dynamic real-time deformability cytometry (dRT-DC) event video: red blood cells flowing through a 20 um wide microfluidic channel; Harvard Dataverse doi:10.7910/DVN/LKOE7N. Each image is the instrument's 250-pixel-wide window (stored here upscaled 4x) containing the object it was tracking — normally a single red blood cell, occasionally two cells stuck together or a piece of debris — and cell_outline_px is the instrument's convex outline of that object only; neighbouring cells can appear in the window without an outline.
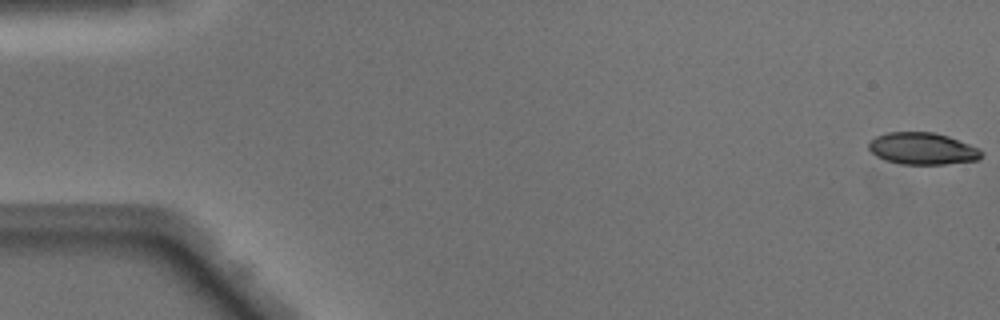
{"species": "Egyptian fruit bat (a non-hibernating species)", "species_latin": "Rousettus aegyptiacus", "temperature_condition": "warm", "stored_images_in_passage": 13, "camera_frame_rate_fps": 3000, "um_per_image_px": 0.085, "animal": {"sex": "male"}, "frame": {"image": 1, "passage_image": 1, "time_ms": 0.0, "image_size_px": [1000, 320], "cell_outline_px": [[984, 152], [976, 160], [944, 164], [900, 164], [884, 160], [876, 156], [868, 148], [868, 144], [876, 136], [888, 132], [936, 132], [948, 136], [980, 148]], "centroid_in_image_um": [78.4, 12.63], "position_along_channel_um": 6.6, "area_um2": 20.98}}
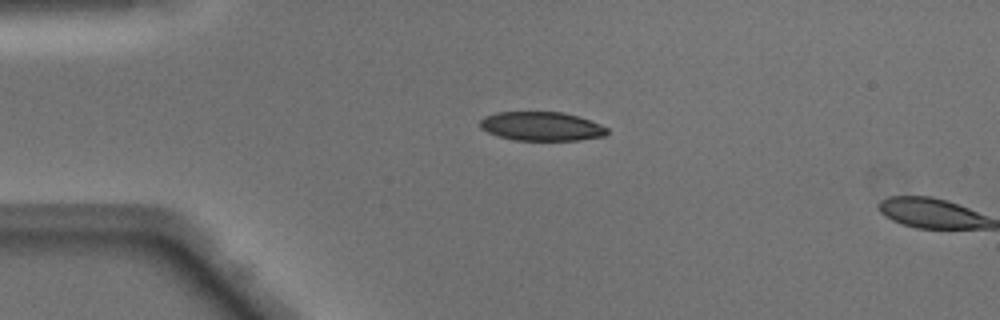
{"frame": {"image": 2, "passage_image": 12, "time_ms": 3.667, "image_size_px": [1000, 320], "cell_outline_px": [[608, 132], [604, 136], [580, 140], [516, 140], [500, 136], [488, 132], [480, 128], [480, 120], [484, 116], [496, 112], [564, 112], [580, 116], [600, 124], [608, 128]], "centroid_in_image_um": [46.05, 10.72], "position_along_channel_um": 39.0, "area_um2": 21.5}}